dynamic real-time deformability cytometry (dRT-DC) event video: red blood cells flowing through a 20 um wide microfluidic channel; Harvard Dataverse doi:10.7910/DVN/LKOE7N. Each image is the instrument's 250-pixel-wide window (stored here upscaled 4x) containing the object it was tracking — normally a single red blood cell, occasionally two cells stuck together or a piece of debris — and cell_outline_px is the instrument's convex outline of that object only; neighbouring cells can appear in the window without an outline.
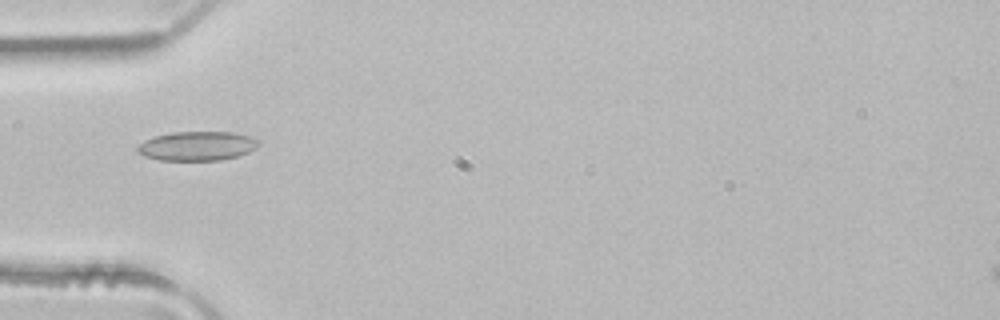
{"species": "common noctule bat (a hibernating species)", "species_latin": "Nyctalus noctula", "temperature_condition": "room temperature", "stored_images_in_passage": 1, "camera_frame_rate_fps": 3000, "um_per_image_px": 0.085, "animal": {"sex": "male", "body_mass_g": 21.5, "forearm_length_mm": 52.0}, "frame": {"image": 1, "passage_image": 1, "time_ms": 0.0, "image_size_px": [1000, 320], "cell_outline_px": [[260, 144], [256, 148], [248, 152], [236, 156], [220, 160], [160, 160], [144, 156], [136, 148], [144, 140], [156, 136], [172, 132], [232, 132], [252, 136]], "centroid_in_image_um": [16.77, 12.4], "position_along_channel_um": 68.2, "area_um2": 20.46}}